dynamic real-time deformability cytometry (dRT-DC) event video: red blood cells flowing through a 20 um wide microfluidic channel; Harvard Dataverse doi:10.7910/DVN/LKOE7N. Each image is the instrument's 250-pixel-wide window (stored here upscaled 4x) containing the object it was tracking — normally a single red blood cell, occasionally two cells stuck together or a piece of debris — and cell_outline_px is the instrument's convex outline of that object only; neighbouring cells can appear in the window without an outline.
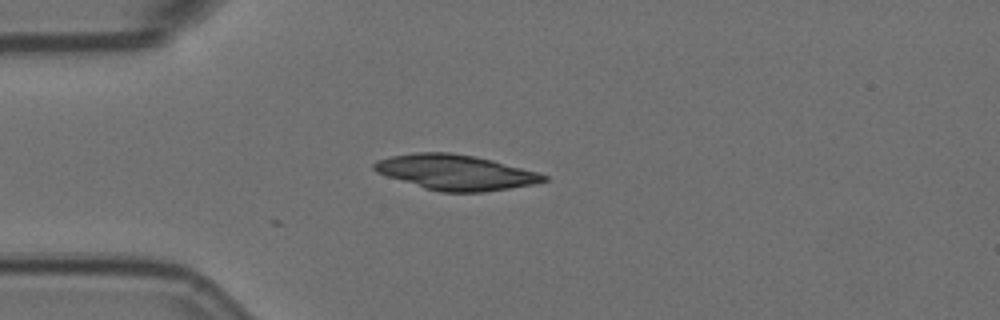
{"species": "Egyptian fruit bat (a non-hibernating species)", "species_latin": "Rousettus aegyptiacus", "temperature_condition": "room temperature", "stored_images_in_passage": 7, "camera_frame_rate_fps": 3000, "um_per_image_px": 0.085, "animal": {"sex": "female"}, "frame": {"image": 1, "passage_image": 1, "time_ms": 0.0, "image_size_px": [1000, 320], "cell_outline_px": [[548, 180], [532, 184], [484, 192], [440, 192], [424, 188], [376, 172], [372, 168], [372, 164], [376, 160], [392, 156], [416, 152], [452, 152], [492, 160], [536, 172], [548, 176]], "centroid_in_image_um": [38.68, 14.64], "position_along_channel_um": 46.3, "area_um2": 34.45}}